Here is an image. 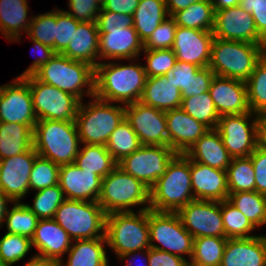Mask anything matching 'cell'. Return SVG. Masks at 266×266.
<instances>
[{"label": "cell", "mask_w": 266, "mask_h": 266, "mask_svg": "<svg viewBox=\"0 0 266 266\" xmlns=\"http://www.w3.org/2000/svg\"><path fill=\"white\" fill-rule=\"evenodd\" d=\"M144 66L102 63L95 67L94 96L123 105L140 101L146 82Z\"/></svg>", "instance_id": "obj_1"}, {"label": "cell", "mask_w": 266, "mask_h": 266, "mask_svg": "<svg viewBox=\"0 0 266 266\" xmlns=\"http://www.w3.org/2000/svg\"><path fill=\"white\" fill-rule=\"evenodd\" d=\"M192 200L190 159L185 154H177L168 164L165 174L150 188V209L178 212Z\"/></svg>", "instance_id": "obj_2"}, {"label": "cell", "mask_w": 266, "mask_h": 266, "mask_svg": "<svg viewBox=\"0 0 266 266\" xmlns=\"http://www.w3.org/2000/svg\"><path fill=\"white\" fill-rule=\"evenodd\" d=\"M79 144L75 120H38L33 129V147L37 154L59 166L75 163Z\"/></svg>", "instance_id": "obj_3"}, {"label": "cell", "mask_w": 266, "mask_h": 266, "mask_svg": "<svg viewBox=\"0 0 266 266\" xmlns=\"http://www.w3.org/2000/svg\"><path fill=\"white\" fill-rule=\"evenodd\" d=\"M38 80L72 94L80 101L84 93L94 96L95 68L88 63L75 61L56 53L34 74ZM84 86L88 89L84 90ZM85 91V92H84Z\"/></svg>", "instance_id": "obj_4"}, {"label": "cell", "mask_w": 266, "mask_h": 266, "mask_svg": "<svg viewBox=\"0 0 266 266\" xmlns=\"http://www.w3.org/2000/svg\"><path fill=\"white\" fill-rule=\"evenodd\" d=\"M92 97L90 103L80 102L75 123L81 144L106 145L111 133L125 119V106Z\"/></svg>", "instance_id": "obj_5"}, {"label": "cell", "mask_w": 266, "mask_h": 266, "mask_svg": "<svg viewBox=\"0 0 266 266\" xmlns=\"http://www.w3.org/2000/svg\"><path fill=\"white\" fill-rule=\"evenodd\" d=\"M148 209L139 212H116L106 214L105 238L119 257L122 254L150 248Z\"/></svg>", "instance_id": "obj_6"}, {"label": "cell", "mask_w": 266, "mask_h": 266, "mask_svg": "<svg viewBox=\"0 0 266 266\" xmlns=\"http://www.w3.org/2000/svg\"><path fill=\"white\" fill-rule=\"evenodd\" d=\"M260 59V44L214 38L208 67L217 76L246 81Z\"/></svg>", "instance_id": "obj_7"}, {"label": "cell", "mask_w": 266, "mask_h": 266, "mask_svg": "<svg viewBox=\"0 0 266 266\" xmlns=\"http://www.w3.org/2000/svg\"><path fill=\"white\" fill-rule=\"evenodd\" d=\"M97 202L106 214L133 212L130 206L142 204L150 208V189L142 181L117 166L102 178Z\"/></svg>", "instance_id": "obj_8"}, {"label": "cell", "mask_w": 266, "mask_h": 266, "mask_svg": "<svg viewBox=\"0 0 266 266\" xmlns=\"http://www.w3.org/2000/svg\"><path fill=\"white\" fill-rule=\"evenodd\" d=\"M53 219L73 241L105 237L106 213L98 202L65 199Z\"/></svg>", "instance_id": "obj_9"}, {"label": "cell", "mask_w": 266, "mask_h": 266, "mask_svg": "<svg viewBox=\"0 0 266 266\" xmlns=\"http://www.w3.org/2000/svg\"><path fill=\"white\" fill-rule=\"evenodd\" d=\"M150 247L191 259L193 236L184 228L177 212H158L148 209ZM158 242L161 246L154 244Z\"/></svg>", "instance_id": "obj_10"}, {"label": "cell", "mask_w": 266, "mask_h": 266, "mask_svg": "<svg viewBox=\"0 0 266 266\" xmlns=\"http://www.w3.org/2000/svg\"><path fill=\"white\" fill-rule=\"evenodd\" d=\"M23 79L30 87L38 120H75L81 102L77 97L38 80L34 75Z\"/></svg>", "instance_id": "obj_11"}, {"label": "cell", "mask_w": 266, "mask_h": 266, "mask_svg": "<svg viewBox=\"0 0 266 266\" xmlns=\"http://www.w3.org/2000/svg\"><path fill=\"white\" fill-rule=\"evenodd\" d=\"M176 155L170 146L141 145L119 161L117 166L150 189L165 174L168 164Z\"/></svg>", "instance_id": "obj_12"}, {"label": "cell", "mask_w": 266, "mask_h": 266, "mask_svg": "<svg viewBox=\"0 0 266 266\" xmlns=\"http://www.w3.org/2000/svg\"><path fill=\"white\" fill-rule=\"evenodd\" d=\"M254 114L250 111L243 114L220 116L216 129L232 158L248 157L255 151L257 147V114L256 116Z\"/></svg>", "instance_id": "obj_13"}, {"label": "cell", "mask_w": 266, "mask_h": 266, "mask_svg": "<svg viewBox=\"0 0 266 266\" xmlns=\"http://www.w3.org/2000/svg\"><path fill=\"white\" fill-rule=\"evenodd\" d=\"M177 213L193 238L226 237L220 201L194 199Z\"/></svg>", "instance_id": "obj_14"}, {"label": "cell", "mask_w": 266, "mask_h": 266, "mask_svg": "<svg viewBox=\"0 0 266 266\" xmlns=\"http://www.w3.org/2000/svg\"><path fill=\"white\" fill-rule=\"evenodd\" d=\"M125 119L138 136L141 145L168 146L164 111L137 101L125 105Z\"/></svg>", "instance_id": "obj_15"}, {"label": "cell", "mask_w": 266, "mask_h": 266, "mask_svg": "<svg viewBox=\"0 0 266 266\" xmlns=\"http://www.w3.org/2000/svg\"><path fill=\"white\" fill-rule=\"evenodd\" d=\"M37 121L28 83L16 77L5 84L0 96V123H21L34 129Z\"/></svg>", "instance_id": "obj_16"}, {"label": "cell", "mask_w": 266, "mask_h": 266, "mask_svg": "<svg viewBox=\"0 0 266 266\" xmlns=\"http://www.w3.org/2000/svg\"><path fill=\"white\" fill-rule=\"evenodd\" d=\"M215 38L261 44L253 16L239 5L215 11Z\"/></svg>", "instance_id": "obj_17"}, {"label": "cell", "mask_w": 266, "mask_h": 266, "mask_svg": "<svg viewBox=\"0 0 266 266\" xmlns=\"http://www.w3.org/2000/svg\"><path fill=\"white\" fill-rule=\"evenodd\" d=\"M32 147L19 155L0 160V189L13 201L18 202L29 192V178L37 156Z\"/></svg>", "instance_id": "obj_18"}, {"label": "cell", "mask_w": 266, "mask_h": 266, "mask_svg": "<svg viewBox=\"0 0 266 266\" xmlns=\"http://www.w3.org/2000/svg\"><path fill=\"white\" fill-rule=\"evenodd\" d=\"M213 31L177 26L172 51L177 61L208 67L214 40Z\"/></svg>", "instance_id": "obj_19"}, {"label": "cell", "mask_w": 266, "mask_h": 266, "mask_svg": "<svg viewBox=\"0 0 266 266\" xmlns=\"http://www.w3.org/2000/svg\"><path fill=\"white\" fill-rule=\"evenodd\" d=\"M58 184L66 199L97 202L101 192L102 177L81 170L75 163L61 165Z\"/></svg>", "instance_id": "obj_20"}, {"label": "cell", "mask_w": 266, "mask_h": 266, "mask_svg": "<svg viewBox=\"0 0 266 266\" xmlns=\"http://www.w3.org/2000/svg\"><path fill=\"white\" fill-rule=\"evenodd\" d=\"M209 93L219 116L250 112L245 81L215 75Z\"/></svg>", "instance_id": "obj_21"}, {"label": "cell", "mask_w": 266, "mask_h": 266, "mask_svg": "<svg viewBox=\"0 0 266 266\" xmlns=\"http://www.w3.org/2000/svg\"><path fill=\"white\" fill-rule=\"evenodd\" d=\"M168 146L177 154H185L209 128L195 120L181 107L165 112Z\"/></svg>", "instance_id": "obj_22"}, {"label": "cell", "mask_w": 266, "mask_h": 266, "mask_svg": "<svg viewBox=\"0 0 266 266\" xmlns=\"http://www.w3.org/2000/svg\"><path fill=\"white\" fill-rule=\"evenodd\" d=\"M194 199L224 201L229 195L226 170H219L190 159Z\"/></svg>", "instance_id": "obj_23"}, {"label": "cell", "mask_w": 266, "mask_h": 266, "mask_svg": "<svg viewBox=\"0 0 266 266\" xmlns=\"http://www.w3.org/2000/svg\"><path fill=\"white\" fill-rule=\"evenodd\" d=\"M71 241L69 234L54 219H39L31 238L32 247L39 251L36 256L57 264L64 261L62 255L70 249Z\"/></svg>", "instance_id": "obj_24"}, {"label": "cell", "mask_w": 266, "mask_h": 266, "mask_svg": "<svg viewBox=\"0 0 266 266\" xmlns=\"http://www.w3.org/2000/svg\"><path fill=\"white\" fill-rule=\"evenodd\" d=\"M99 58L98 59H134L143 51V42L140 40L134 27L124 29L98 30Z\"/></svg>", "instance_id": "obj_25"}, {"label": "cell", "mask_w": 266, "mask_h": 266, "mask_svg": "<svg viewBox=\"0 0 266 266\" xmlns=\"http://www.w3.org/2000/svg\"><path fill=\"white\" fill-rule=\"evenodd\" d=\"M220 266H266V236L228 238Z\"/></svg>", "instance_id": "obj_26"}, {"label": "cell", "mask_w": 266, "mask_h": 266, "mask_svg": "<svg viewBox=\"0 0 266 266\" xmlns=\"http://www.w3.org/2000/svg\"><path fill=\"white\" fill-rule=\"evenodd\" d=\"M173 78L171 70L165 75L147 77L140 101L164 112L180 108L182 93L176 87Z\"/></svg>", "instance_id": "obj_27"}, {"label": "cell", "mask_w": 266, "mask_h": 266, "mask_svg": "<svg viewBox=\"0 0 266 266\" xmlns=\"http://www.w3.org/2000/svg\"><path fill=\"white\" fill-rule=\"evenodd\" d=\"M185 155L193 161L219 170H227L232 160L217 129H209L204 133Z\"/></svg>", "instance_id": "obj_28"}, {"label": "cell", "mask_w": 266, "mask_h": 266, "mask_svg": "<svg viewBox=\"0 0 266 266\" xmlns=\"http://www.w3.org/2000/svg\"><path fill=\"white\" fill-rule=\"evenodd\" d=\"M61 54L95 68L100 63L96 62L99 57V32L96 22H80L71 42Z\"/></svg>", "instance_id": "obj_29"}, {"label": "cell", "mask_w": 266, "mask_h": 266, "mask_svg": "<svg viewBox=\"0 0 266 266\" xmlns=\"http://www.w3.org/2000/svg\"><path fill=\"white\" fill-rule=\"evenodd\" d=\"M27 14V0H0V32L5 39L20 41L21 31L27 34L32 21Z\"/></svg>", "instance_id": "obj_30"}, {"label": "cell", "mask_w": 266, "mask_h": 266, "mask_svg": "<svg viewBox=\"0 0 266 266\" xmlns=\"http://www.w3.org/2000/svg\"><path fill=\"white\" fill-rule=\"evenodd\" d=\"M106 244L105 237L75 240L67 251V263L60 262L58 266H109L104 248Z\"/></svg>", "instance_id": "obj_31"}, {"label": "cell", "mask_w": 266, "mask_h": 266, "mask_svg": "<svg viewBox=\"0 0 266 266\" xmlns=\"http://www.w3.org/2000/svg\"><path fill=\"white\" fill-rule=\"evenodd\" d=\"M33 147V128L21 123H0V160Z\"/></svg>", "instance_id": "obj_32"}, {"label": "cell", "mask_w": 266, "mask_h": 266, "mask_svg": "<svg viewBox=\"0 0 266 266\" xmlns=\"http://www.w3.org/2000/svg\"><path fill=\"white\" fill-rule=\"evenodd\" d=\"M165 0H139L133 14V27L144 43L154 30L168 18Z\"/></svg>", "instance_id": "obj_33"}, {"label": "cell", "mask_w": 266, "mask_h": 266, "mask_svg": "<svg viewBox=\"0 0 266 266\" xmlns=\"http://www.w3.org/2000/svg\"><path fill=\"white\" fill-rule=\"evenodd\" d=\"M75 164L81 170L96 173L102 178L118 165L105 145L89 144H84L83 148L79 149Z\"/></svg>", "instance_id": "obj_34"}, {"label": "cell", "mask_w": 266, "mask_h": 266, "mask_svg": "<svg viewBox=\"0 0 266 266\" xmlns=\"http://www.w3.org/2000/svg\"><path fill=\"white\" fill-rule=\"evenodd\" d=\"M176 25L196 30L213 31L215 10L211 0H200L173 16Z\"/></svg>", "instance_id": "obj_35"}, {"label": "cell", "mask_w": 266, "mask_h": 266, "mask_svg": "<svg viewBox=\"0 0 266 266\" xmlns=\"http://www.w3.org/2000/svg\"><path fill=\"white\" fill-rule=\"evenodd\" d=\"M227 200L256 227L266 224V195L257 191L229 193Z\"/></svg>", "instance_id": "obj_36"}, {"label": "cell", "mask_w": 266, "mask_h": 266, "mask_svg": "<svg viewBox=\"0 0 266 266\" xmlns=\"http://www.w3.org/2000/svg\"><path fill=\"white\" fill-rule=\"evenodd\" d=\"M227 239L212 236L194 238L193 253L188 263L220 266Z\"/></svg>", "instance_id": "obj_37"}, {"label": "cell", "mask_w": 266, "mask_h": 266, "mask_svg": "<svg viewBox=\"0 0 266 266\" xmlns=\"http://www.w3.org/2000/svg\"><path fill=\"white\" fill-rule=\"evenodd\" d=\"M229 193L255 191V172L251 158H232L227 170Z\"/></svg>", "instance_id": "obj_38"}, {"label": "cell", "mask_w": 266, "mask_h": 266, "mask_svg": "<svg viewBox=\"0 0 266 266\" xmlns=\"http://www.w3.org/2000/svg\"><path fill=\"white\" fill-rule=\"evenodd\" d=\"M105 146L114 160L118 163L124 157L132 154L141 147V143L130 124L124 119L123 122L111 133Z\"/></svg>", "instance_id": "obj_39"}, {"label": "cell", "mask_w": 266, "mask_h": 266, "mask_svg": "<svg viewBox=\"0 0 266 266\" xmlns=\"http://www.w3.org/2000/svg\"><path fill=\"white\" fill-rule=\"evenodd\" d=\"M181 108L209 129L217 128L220 116L214 106L209 91L198 96L182 98Z\"/></svg>", "instance_id": "obj_40"}, {"label": "cell", "mask_w": 266, "mask_h": 266, "mask_svg": "<svg viewBox=\"0 0 266 266\" xmlns=\"http://www.w3.org/2000/svg\"><path fill=\"white\" fill-rule=\"evenodd\" d=\"M245 82L250 111L255 115L266 112V63L260 59Z\"/></svg>", "instance_id": "obj_41"}, {"label": "cell", "mask_w": 266, "mask_h": 266, "mask_svg": "<svg viewBox=\"0 0 266 266\" xmlns=\"http://www.w3.org/2000/svg\"><path fill=\"white\" fill-rule=\"evenodd\" d=\"M7 233L19 234L32 238L39 218L20 201L13 202V208L7 211L5 217Z\"/></svg>", "instance_id": "obj_42"}, {"label": "cell", "mask_w": 266, "mask_h": 266, "mask_svg": "<svg viewBox=\"0 0 266 266\" xmlns=\"http://www.w3.org/2000/svg\"><path fill=\"white\" fill-rule=\"evenodd\" d=\"M221 214L226 238H249L255 226L240 212L232 206L228 200L221 201Z\"/></svg>", "instance_id": "obj_43"}, {"label": "cell", "mask_w": 266, "mask_h": 266, "mask_svg": "<svg viewBox=\"0 0 266 266\" xmlns=\"http://www.w3.org/2000/svg\"><path fill=\"white\" fill-rule=\"evenodd\" d=\"M65 199L62 189L57 184L37 191L34 196L33 206L27 204V207L39 219H53L56 210Z\"/></svg>", "instance_id": "obj_44"}, {"label": "cell", "mask_w": 266, "mask_h": 266, "mask_svg": "<svg viewBox=\"0 0 266 266\" xmlns=\"http://www.w3.org/2000/svg\"><path fill=\"white\" fill-rule=\"evenodd\" d=\"M60 166L50 159L37 155L29 178V190L37 191L58 184Z\"/></svg>", "instance_id": "obj_45"}, {"label": "cell", "mask_w": 266, "mask_h": 266, "mask_svg": "<svg viewBox=\"0 0 266 266\" xmlns=\"http://www.w3.org/2000/svg\"><path fill=\"white\" fill-rule=\"evenodd\" d=\"M57 25V10L32 17L27 35L30 39L39 41L52 48L55 52V26Z\"/></svg>", "instance_id": "obj_46"}, {"label": "cell", "mask_w": 266, "mask_h": 266, "mask_svg": "<svg viewBox=\"0 0 266 266\" xmlns=\"http://www.w3.org/2000/svg\"><path fill=\"white\" fill-rule=\"evenodd\" d=\"M31 248L30 238L19 234L6 233L0 239V258L3 266H11L22 260Z\"/></svg>", "instance_id": "obj_47"}, {"label": "cell", "mask_w": 266, "mask_h": 266, "mask_svg": "<svg viewBox=\"0 0 266 266\" xmlns=\"http://www.w3.org/2000/svg\"><path fill=\"white\" fill-rule=\"evenodd\" d=\"M143 52L146 55L147 65L144 66V70L147 77L165 75L177 62L172 49L143 50Z\"/></svg>", "instance_id": "obj_48"}, {"label": "cell", "mask_w": 266, "mask_h": 266, "mask_svg": "<svg viewBox=\"0 0 266 266\" xmlns=\"http://www.w3.org/2000/svg\"><path fill=\"white\" fill-rule=\"evenodd\" d=\"M177 25L172 16L165 18L143 43L144 50L172 49Z\"/></svg>", "instance_id": "obj_49"}, {"label": "cell", "mask_w": 266, "mask_h": 266, "mask_svg": "<svg viewBox=\"0 0 266 266\" xmlns=\"http://www.w3.org/2000/svg\"><path fill=\"white\" fill-rule=\"evenodd\" d=\"M77 21L64 10L57 9V25L55 26V53H62L72 40L74 31L77 30Z\"/></svg>", "instance_id": "obj_50"}, {"label": "cell", "mask_w": 266, "mask_h": 266, "mask_svg": "<svg viewBox=\"0 0 266 266\" xmlns=\"http://www.w3.org/2000/svg\"><path fill=\"white\" fill-rule=\"evenodd\" d=\"M199 66L187 63L184 61H177L171 70L174 74L173 81L176 87L181 91L182 98L190 97V83L192 78L201 70Z\"/></svg>", "instance_id": "obj_51"}, {"label": "cell", "mask_w": 266, "mask_h": 266, "mask_svg": "<svg viewBox=\"0 0 266 266\" xmlns=\"http://www.w3.org/2000/svg\"><path fill=\"white\" fill-rule=\"evenodd\" d=\"M69 9L66 11L80 22H96L101 6L96 0H69Z\"/></svg>", "instance_id": "obj_52"}, {"label": "cell", "mask_w": 266, "mask_h": 266, "mask_svg": "<svg viewBox=\"0 0 266 266\" xmlns=\"http://www.w3.org/2000/svg\"><path fill=\"white\" fill-rule=\"evenodd\" d=\"M133 22V15L115 13L109 10H104L102 7L96 20L98 30L133 27Z\"/></svg>", "instance_id": "obj_53"}, {"label": "cell", "mask_w": 266, "mask_h": 266, "mask_svg": "<svg viewBox=\"0 0 266 266\" xmlns=\"http://www.w3.org/2000/svg\"><path fill=\"white\" fill-rule=\"evenodd\" d=\"M239 6L253 16L258 34L265 39L266 0H240Z\"/></svg>", "instance_id": "obj_54"}, {"label": "cell", "mask_w": 266, "mask_h": 266, "mask_svg": "<svg viewBox=\"0 0 266 266\" xmlns=\"http://www.w3.org/2000/svg\"><path fill=\"white\" fill-rule=\"evenodd\" d=\"M249 157L255 172V191L266 195V150L257 146Z\"/></svg>", "instance_id": "obj_55"}, {"label": "cell", "mask_w": 266, "mask_h": 266, "mask_svg": "<svg viewBox=\"0 0 266 266\" xmlns=\"http://www.w3.org/2000/svg\"><path fill=\"white\" fill-rule=\"evenodd\" d=\"M149 266H188L189 260L169 252L149 248Z\"/></svg>", "instance_id": "obj_56"}, {"label": "cell", "mask_w": 266, "mask_h": 266, "mask_svg": "<svg viewBox=\"0 0 266 266\" xmlns=\"http://www.w3.org/2000/svg\"><path fill=\"white\" fill-rule=\"evenodd\" d=\"M33 42V47L35 51L39 52V57L24 71L18 76V78H24L26 76L33 75L42 65L48 63L51 58L56 54L54 50L44 44H41L39 41L31 39Z\"/></svg>", "instance_id": "obj_57"}, {"label": "cell", "mask_w": 266, "mask_h": 266, "mask_svg": "<svg viewBox=\"0 0 266 266\" xmlns=\"http://www.w3.org/2000/svg\"><path fill=\"white\" fill-rule=\"evenodd\" d=\"M215 76L214 72L209 68H202L195 78H192L190 83V97L198 96L202 93L208 92L211 81Z\"/></svg>", "instance_id": "obj_58"}, {"label": "cell", "mask_w": 266, "mask_h": 266, "mask_svg": "<svg viewBox=\"0 0 266 266\" xmlns=\"http://www.w3.org/2000/svg\"><path fill=\"white\" fill-rule=\"evenodd\" d=\"M138 4L139 0H107L102 8L115 13L133 15Z\"/></svg>", "instance_id": "obj_59"}, {"label": "cell", "mask_w": 266, "mask_h": 266, "mask_svg": "<svg viewBox=\"0 0 266 266\" xmlns=\"http://www.w3.org/2000/svg\"><path fill=\"white\" fill-rule=\"evenodd\" d=\"M257 146L266 150V112L257 114Z\"/></svg>", "instance_id": "obj_60"}, {"label": "cell", "mask_w": 266, "mask_h": 266, "mask_svg": "<svg viewBox=\"0 0 266 266\" xmlns=\"http://www.w3.org/2000/svg\"><path fill=\"white\" fill-rule=\"evenodd\" d=\"M199 1L200 0H165L169 16H173L176 12L184 10L193 3Z\"/></svg>", "instance_id": "obj_61"}, {"label": "cell", "mask_w": 266, "mask_h": 266, "mask_svg": "<svg viewBox=\"0 0 266 266\" xmlns=\"http://www.w3.org/2000/svg\"><path fill=\"white\" fill-rule=\"evenodd\" d=\"M136 252L137 254H143L145 255V259H147L145 262L146 264L142 265V264H137L136 266H149V248L147 249H143V250H140V251H133V252H128V253H125V254H122L119 256L120 259L124 260V259H127V261H130L129 263L126 264V266H134L132 263L133 261L136 259L135 256H136ZM134 253V254H133ZM132 256V257H131ZM138 256V255H137ZM129 257V258H128ZM131 257V258H130Z\"/></svg>", "instance_id": "obj_62"}, {"label": "cell", "mask_w": 266, "mask_h": 266, "mask_svg": "<svg viewBox=\"0 0 266 266\" xmlns=\"http://www.w3.org/2000/svg\"><path fill=\"white\" fill-rule=\"evenodd\" d=\"M8 202L13 201L0 189V226L3 227V222L5 221V217L8 211Z\"/></svg>", "instance_id": "obj_63"}, {"label": "cell", "mask_w": 266, "mask_h": 266, "mask_svg": "<svg viewBox=\"0 0 266 266\" xmlns=\"http://www.w3.org/2000/svg\"><path fill=\"white\" fill-rule=\"evenodd\" d=\"M215 11L239 5L240 0H211Z\"/></svg>", "instance_id": "obj_64"}, {"label": "cell", "mask_w": 266, "mask_h": 266, "mask_svg": "<svg viewBox=\"0 0 266 266\" xmlns=\"http://www.w3.org/2000/svg\"><path fill=\"white\" fill-rule=\"evenodd\" d=\"M25 266H58V264L43 257L33 255Z\"/></svg>", "instance_id": "obj_65"}, {"label": "cell", "mask_w": 266, "mask_h": 266, "mask_svg": "<svg viewBox=\"0 0 266 266\" xmlns=\"http://www.w3.org/2000/svg\"><path fill=\"white\" fill-rule=\"evenodd\" d=\"M260 58L266 63V38L260 44Z\"/></svg>", "instance_id": "obj_66"}, {"label": "cell", "mask_w": 266, "mask_h": 266, "mask_svg": "<svg viewBox=\"0 0 266 266\" xmlns=\"http://www.w3.org/2000/svg\"><path fill=\"white\" fill-rule=\"evenodd\" d=\"M96 1L102 7L107 0H96Z\"/></svg>", "instance_id": "obj_67"}, {"label": "cell", "mask_w": 266, "mask_h": 266, "mask_svg": "<svg viewBox=\"0 0 266 266\" xmlns=\"http://www.w3.org/2000/svg\"><path fill=\"white\" fill-rule=\"evenodd\" d=\"M188 266H208V265H199V264H194V263H188Z\"/></svg>", "instance_id": "obj_68"}, {"label": "cell", "mask_w": 266, "mask_h": 266, "mask_svg": "<svg viewBox=\"0 0 266 266\" xmlns=\"http://www.w3.org/2000/svg\"><path fill=\"white\" fill-rule=\"evenodd\" d=\"M3 88H4V85L3 86H0V96L2 94Z\"/></svg>", "instance_id": "obj_69"}, {"label": "cell", "mask_w": 266, "mask_h": 266, "mask_svg": "<svg viewBox=\"0 0 266 266\" xmlns=\"http://www.w3.org/2000/svg\"><path fill=\"white\" fill-rule=\"evenodd\" d=\"M0 266H3V263H2V261H1V258H0Z\"/></svg>", "instance_id": "obj_70"}]
</instances>
